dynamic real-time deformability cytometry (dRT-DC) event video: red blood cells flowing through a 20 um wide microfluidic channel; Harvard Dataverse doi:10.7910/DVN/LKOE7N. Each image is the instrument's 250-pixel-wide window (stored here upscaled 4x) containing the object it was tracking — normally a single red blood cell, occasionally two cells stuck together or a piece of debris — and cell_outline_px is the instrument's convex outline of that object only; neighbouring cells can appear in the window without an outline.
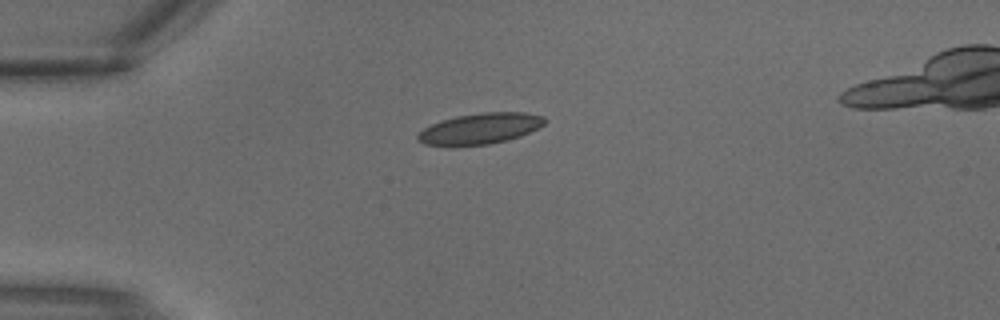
{"species": "common noctule bat (a hibernating species)", "species_latin": "Nyctalus noctula", "temperature_condition": "warm", "stored_images_in_passage": 2, "camera_frame_rate_fps": 3000, "um_per_image_px": 0.085, "animal": {"sex": "male", "body_mass_g": 18.8}, "frame": {"image": 1, "passage_image": 2, "time_ms": 0.333, "image_size_px": [1000, 320], "cell_outline_px": [[548, 120], [544, 124], [520, 136], [508, 140], [488, 144], [452, 148], [424, 144], [416, 140], [416, 136], [424, 128], [440, 120], [456, 116], [484, 112], [524, 112], [544, 116]], "centroid_in_image_um": [40.75, 10.96], "position_along_channel_um": 44.2, "area_um2": 23.35}}